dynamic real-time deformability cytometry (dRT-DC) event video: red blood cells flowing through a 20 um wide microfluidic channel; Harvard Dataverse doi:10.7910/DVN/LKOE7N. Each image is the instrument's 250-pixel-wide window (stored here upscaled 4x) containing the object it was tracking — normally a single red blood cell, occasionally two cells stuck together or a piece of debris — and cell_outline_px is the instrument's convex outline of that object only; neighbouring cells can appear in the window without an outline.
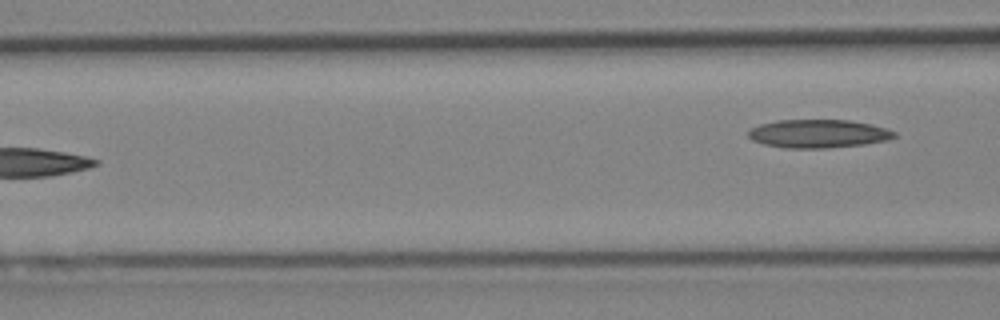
{"species": "Egyptian fruit bat (a non-hibernating species)", "species_latin": "Rousettus aegyptiacus", "temperature_condition": "cold", "stored_images_in_passage": 5, "camera_frame_rate_fps": 3000, "um_per_image_px": 0.085, "animal": {"sex": "female"}, "frame": {"image": 1, "passage_image": 5, "time_ms": 5.667, "image_size_px": [1000, 320], "cell_outline_px": [[896, 136], [888, 140], [864, 144], [824, 148], [784, 148], [764, 144], [752, 140], [748, 136], [748, 132], [752, 128], [760, 124], [776, 120], [848, 120], [872, 124], [888, 128], [896, 132]], "centroid_in_image_um": [69.57, 11.36], "position_along_channel_um": 97.0, "area_um2": 24.16}}